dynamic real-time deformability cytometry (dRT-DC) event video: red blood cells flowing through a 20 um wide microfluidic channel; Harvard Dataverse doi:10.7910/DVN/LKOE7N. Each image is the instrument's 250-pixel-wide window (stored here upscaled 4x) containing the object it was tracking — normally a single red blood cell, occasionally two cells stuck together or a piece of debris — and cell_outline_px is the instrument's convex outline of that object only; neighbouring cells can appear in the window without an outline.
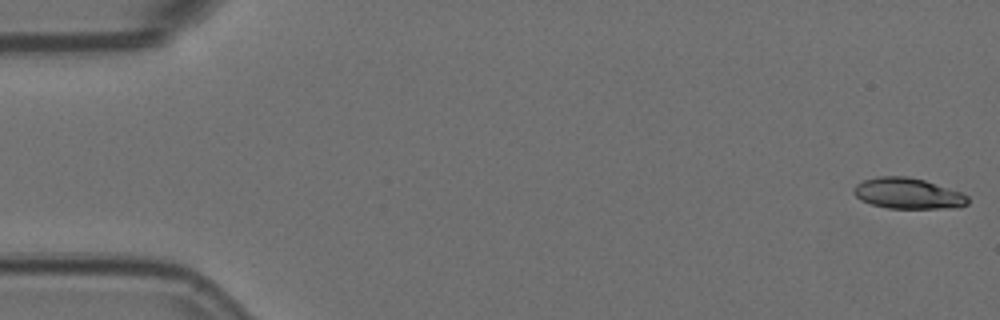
{"species": "Egyptian fruit bat (a non-hibernating species)", "species_latin": "Rousettus aegyptiacus", "temperature_condition": "room temperature", "stored_images_in_passage": 15, "camera_frame_rate_fps": 3000, "um_per_image_px": 0.085, "animal": {"sex": "female"}, "frame": {"image": 1, "passage_image": 1, "time_ms": 0.0, "image_size_px": [1000, 320], "cell_outline_px": [[968, 204], [960, 208], [888, 208], [872, 204], [860, 200], [852, 192], [852, 188], [856, 184], [864, 180], [876, 176], [908, 176], [924, 180], [960, 192], [968, 196]], "centroid_in_image_um": [77.15, 16.44], "position_along_channel_um": 7.8, "area_um2": 20.58}}
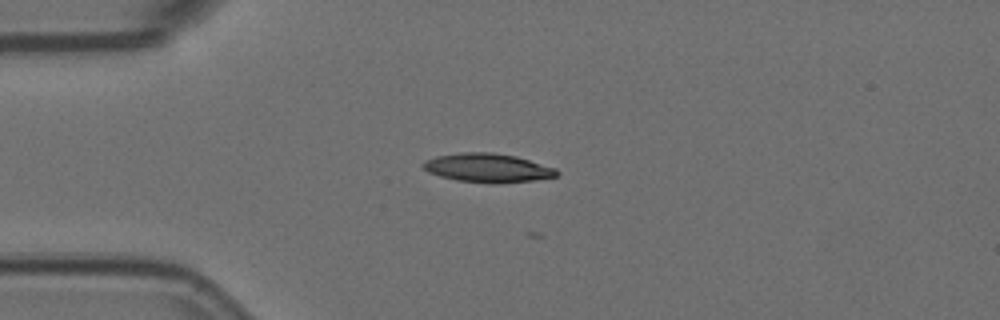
{"frame": {"image": 2, "passage_image": 14, "time_ms": 4.333, "image_size_px": [1000, 320], "cell_outline_px": [[560, 172], [556, 176], [532, 180], [456, 180], [440, 176], [428, 172], [420, 164], [424, 160], [436, 156], [460, 152], [492, 152], [516, 156], [556, 168]], "centroid_in_image_um": [41.39, 14.2], "position_along_channel_um": 43.6, "area_um2": 21.44}}